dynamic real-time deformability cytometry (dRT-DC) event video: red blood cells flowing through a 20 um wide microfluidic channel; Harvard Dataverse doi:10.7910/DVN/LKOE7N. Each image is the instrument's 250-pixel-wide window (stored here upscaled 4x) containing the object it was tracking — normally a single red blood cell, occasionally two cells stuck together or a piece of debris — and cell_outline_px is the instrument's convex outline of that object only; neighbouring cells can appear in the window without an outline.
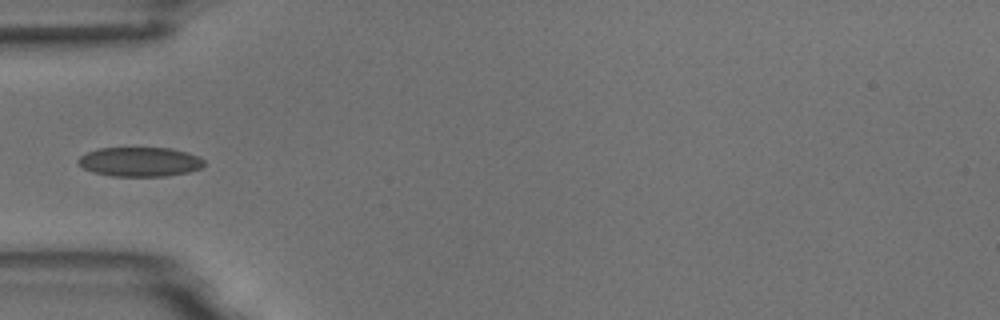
{"species": "common noctule bat (a hibernating species)", "species_latin": "Nyctalus noctula", "temperature_condition": "room temperature", "stored_images_in_passage": 5, "camera_frame_rate_fps": 3000, "um_per_image_px": 0.085, "animal": {"sex": "male", "body_mass_g": 18.8}, "frame": {"image": 1, "passage_image": 5, "time_ms": 4.667, "image_size_px": [1000, 320], "cell_outline_px": [[204, 164], [200, 168], [188, 172], [164, 176], [112, 176], [92, 172], [84, 168], [76, 160], [80, 156], [88, 152], [100, 148], [172, 148], [188, 152], [200, 156], [204, 160]], "centroid_in_image_um": [11.91, 13.75], "position_along_channel_um": 73.1, "area_um2": 21.56}}